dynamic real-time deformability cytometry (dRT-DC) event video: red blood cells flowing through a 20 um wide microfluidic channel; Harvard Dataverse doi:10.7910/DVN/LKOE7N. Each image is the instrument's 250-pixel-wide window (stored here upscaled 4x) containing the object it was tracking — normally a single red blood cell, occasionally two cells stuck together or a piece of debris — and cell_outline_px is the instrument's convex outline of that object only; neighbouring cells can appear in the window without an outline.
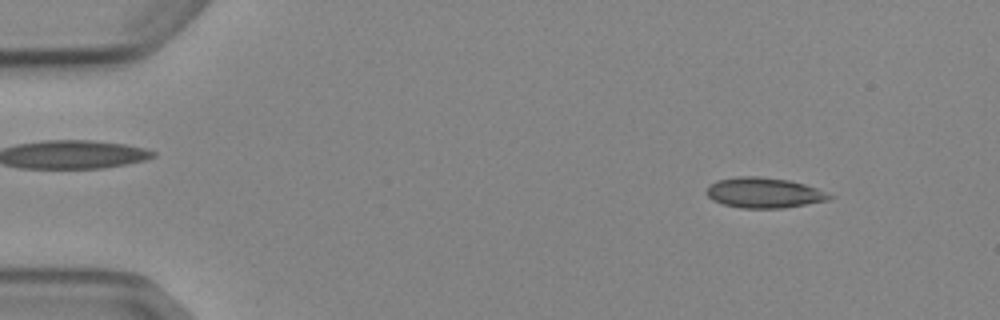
{"species": "Egyptian fruit bat (a non-hibernating species)", "species_latin": "Rousettus aegyptiacus", "temperature_condition": "cold", "stored_images_in_passage": 3, "camera_frame_rate_fps": 3000, "um_per_image_px": 0.085, "animal": {"sex": "female"}, "frame": {"image": 1, "passage_image": 1, "time_ms": 0.0, "image_size_px": [1000, 320], "cell_outline_px": [[836, 196], [828, 200], [784, 208], [740, 208], [724, 204], [712, 200], [704, 192], [708, 184], [716, 180], [736, 176], [756, 176], [788, 180], [804, 184], [816, 188]], "centroid_in_image_um": [64.89, 16.38], "position_along_channel_um": 20.1, "area_um2": 21.91}}
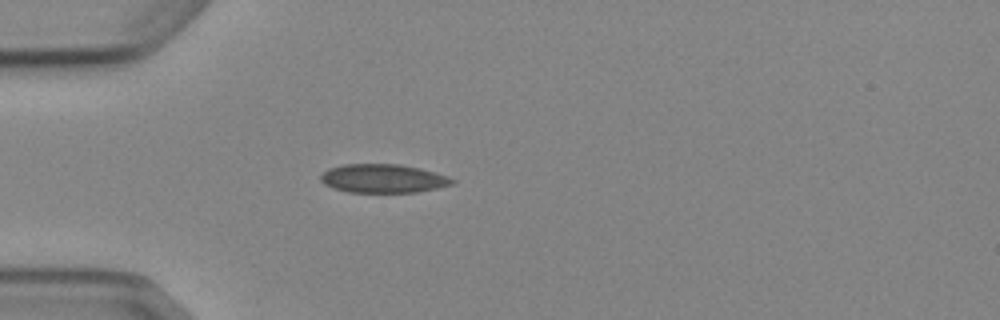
{"frame": {"image": 2, "passage_image": 3, "time_ms": 3.0, "image_size_px": [1000, 320], "cell_outline_px": [[456, 180], [452, 184], [436, 188], [416, 192], [348, 192], [324, 184], [320, 180], [320, 176], [328, 168], [344, 164], [400, 164], [420, 168], [448, 176]], "centroid_in_image_um": [32.56, 15.16], "position_along_channel_um": 52.4, "area_um2": 21.85}}